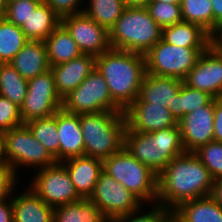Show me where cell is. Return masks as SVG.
<instances>
[{
  "label": "cell",
  "instance_id": "33",
  "mask_svg": "<svg viewBox=\"0 0 222 222\" xmlns=\"http://www.w3.org/2000/svg\"><path fill=\"white\" fill-rule=\"evenodd\" d=\"M184 22L200 25L213 37V13L211 0H181Z\"/></svg>",
  "mask_w": 222,
  "mask_h": 222
},
{
  "label": "cell",
  "instance_id": "45",
  "mask_svg": "<svg viewBox=\"0 0 222 222\" xmlns=\"http://www.w3.org/2000/svg\"><path fill=\"white\" fill-rule=\"evenodd\" d=\"M162 222H186L175 209H168L163 216Z\"/></svg>",
  "mask_w": 222,
  "mask_h": 222
},
{
  "label": "cell",
  "instance_id": "25",
  "mask_svg": "<svg viewBox=\"0 0 222 222\" xmlns=\"http://www.w3.org/2000/svg\"><path fill=\"white\" fill-rule=\"evenodd\" d=\"M44 42L50 66L68 62L82 54L75 40L61 23Z\"/></svg>",
  "mask_w": 222,
  "mask_h": 222
},
{
  "label": "cell",
  "instance_id": "24",
  "mask_svg": "<svg viewBox=\"0 0 222 222\" xmlns=\"http://www.w3.org/2000/svg\"><path fill=\"white\" fill-rule=\"evenodd\" d=\"M60 23L61 18L43 0L21 26V30L29 40L44 41Z\"/></svg>",
  "mask_w": 222,
  "mask_h": 222
},
{
  "label": "cell",
  "instance_id": "7",
  "mask_svg": "<svg viewBox=\"0 0 222 222\" xmlns=\"http://www.w3.org/2000/svg\"><path fill=\"white\" fill-rule=\"evenodd\" d=\"M208 47H182L158 41L144 56L146 72L185 80L199 56Z\"/></svg>",
  "mask_w": 222,
  "mask_h": 222
},
{
  "label": "cell",
  "instance_id": "37",
  "mask_svg": "<svg viewBox=\"0 0 222 222\" xmlns=\"http://www.w3.org/2000/svg\"><path fill=\"white\" fill-rule=\"evenodd\" d=\"M22 124L20 107L0 96V131L5 132Z\"/></svg>",
  "mask_w": 222,
  "mask_h": 222
},
{
  "label": "cell",
  "instance_id": "2",
  "mask_svg": "<svg viewBox=\"0 0 222 222\" xmlns=\"http://www.w3.org/2000/svg\"><path fill=\"white\" fill-rule=\"evenodd\" d=\"M96 68L105 79L112 100L125 111L138 98L147 73L145 56L111 48L96 57Z\"/></svg>",
  "mask_w": 222,
  "mask_h": 222
},
{
  "label": "cell",
  "instance_id": "29",
  "mask_svg": "<svg viewBox=\"0 0 222 222\" xmlns=\"http://www.w3.org/2000/svg\"><path fill=\"white\" fill-rule=\"evenodd\" d=\"M28 80L10 64H0V96L21 107L27 94Z\"/></svg>",
  "mask_w": 222,
  "mask_h": 222
},
{
  "label": "cell",
  "instance_id": "43",
  "mask_svg": "<svg viewBox=\"0 0 222 222\" xmlns=\"http://www.w3.org/2000/svg\"><path fill=\"white\" fill-rule=\"evenodd\" d=\"M0 222H14L12 198L0 203Z\"/></svg>",
  "mask_w": 222,
  "mask_h": 222
},
{
  "label": "cell",
  "instance_id": "1",
  "mask_svg": "<svg viewBox=\"0 0 222 222\" xmlns=\"http://www.w3.org/2000/svg\"><path fill=\"white\" fill-rule=\"evenodd\" d=\"M214 179L193 152L174 157L158 174L156 203L176 209L181 203L211 195Z\"/></svg>",
  "mask_w": 222,
  "mask_h": 222
},
{
  "label": "cell",
  "instance_id": "8",
  "mask_svg": "<svg viewBox=\"0 0 222 222\" xmlns=\"http://www.w3.org/2000/svg\"><path fill=\"white\" fill-rule=\"evenodd\" d=\"M4 147L7 166L16 176L20 166L43 169L57 163L50 152L34 137L26 124L4 132Z\"/></svg>",
  "mask_w": 222,
  "mask_h": 222
},
{
  "label": "cell",
  "instance_id": "34",
  "mask_svg": "<svg viewBox=\"0 0 222 222\" xmlns=\"http://www.w3.org/2000/svg\"><path fill=\"white\" fill-rule=\"evenodd\" d=\"M193 153L209 170L214 181L222 179V142L211 141Z\"/></svg>",
  "mask_w": 222,
  "mask_h": 222
},
{
  "label": "cell",
  "instance_id": "9",
  "mask_svg": "<svg viewBox=\"0 0 222 222\" xmlns=\"http://www.w3.org/2000/svg\"><path fill=\"white\" fill-rule=\"evenodd\" d=\"M62 109L77 115L123 111L112 100L108 85L96 67L76 89L63 98Z\"/></svg>",
  "mask_w": 222,
  "mask_h": 222
},
{
  "label": "cell",
  "instance_id": "44",
  "mask_svg": "<svg viewBox=\"0 0 222 222\" xmlns=\"http://www.w3.org/2000/svg\"><path fill=\"white\" fill-rule=\"evenodd\" d=\"M210 196L222 207V179L214 181Z\"/></svg>",
  "mask_w": 222,
  "mask_h": 222
},
{
  "label": "cell",
  "instance_id": "26",
  "mask_svg": "<svg viewBox=\"0 0 222 222\" xmlns=\"http://www.w3.org/2000/svg\"><path fill=\"white\" fill-rule=\"evenodd\" d=\"M175 210L186 222H222V207L210 195L185 201Z\"/></svg>",
  "mask_w": 222,
  "mask_h": 222
},
{
  "label": "cell",
  "instance_id": "22",
  "mask_svg": "<svg viewBox=\"0 0 222 222\" xmlns=\"http://www.w3.org/2000/svg\"><path fill=\"white\" fill-rule=\"evenodd\" d=\"M12 198L14 222H53L54 208L47 205L30 187Z\"/></svg>",
  "mask_w": 222,
  "mask_h": 222
},
{
  "label": "cell",
  "instance_id": "12",
  "mask_svg": "<svg viewBox=\"0 0 222 222\" xmlns=\"http://www.w3.org/2000/svg\"><path fill=\"white\" fill-rule=\"evenodd\" d=\"M34 176L29 187L53 208L82 199L75 190L69 172L61 162L38 169Z\"/></svg>",
  "mask_w": 222,
  "mask_h": 222
},
{
  "label": "cell",
  "instance_id": "38",
  "mask_svg": "<svg viewBox=\"0 0 222 222\" xmlns=\"http://www.w3.org/2000/svg\"><path fill=\"white\" fill-rule=\"evenodd\" d=\"M154 204L152 210L147 212V214L139 213L141 210L138 209L136 211H133L132 213L119 216L113 219L111 222H162L164 213L168 209L164 208L162 205L158 203Z\"/></svg>",
  "mask_w": 222,
  "mask_h": 222
},
{
  "label": "cell",
  "instance_id": "42",
  "mask_svg": "<svg viewBox=\"0 0 222 222\" xmlns=\"http://www.w3.org/2000/svg\"><path fill=\"white\" fill-rule=\"evenodd\" d=\"M213 139L222 142V98L214 99Z\"/></svg>",
  "mask_w": 222,
  "mask_h": 222
},
{
  "label": "cell",
  "instance_id": "3",
  "mask_svg": "<svg viewBox=\"0 0 222 222\" xmlns=\"http://www.w3.org/2000/svg\"><path fill=\"white\" fill-rule=\"evenodd\" d=\"M124 148L157 175L174 157L186 152L178 125L151 133L126 130Z\"/></svg>",
  "mask_w": 222,
  "mask_h": 222
},
{
  "label": "cell",
  "instance_id": "47",
  "mask_svg": "<svg viewBox=\"0 0 222 222\" xmlns=\"http://www.w3.org/2000/svg\"><path fill=\"white\" fill-rule=\"evenodd\" d=\"M152 0H124L126 6L147 7Z\"/></svg>",
  "mask_w": 222,
  "mask_h": 222
},
{
  "label": "cell",
  "instance_id": "13",
  "mask_svg": "<svg viewBox=\"0 0 222 222\" xmlns=\"http://www.w3.org/2000/svg\"><path fill=\"white\" fill-rule=\"evenodd\" d=\"M184 83L214 99L222 98V41L215 40L201 53Z\"/></svg>",
  "mask_w": 222,
  "mask_h": 222
},
{
  "label": "cell",
  "instance_id": "5",
  "mask_svg": "<svg viewBox=\"0 0 222 222\" xmlns=\"http://www.w3.org/2000/svg\"><path fill=\"white\" fill-rule=\"evenodd\" d=\"M162 39V28L151 17L147 7L126 6L109 30L112 49L145 55Z\"/></svg>",
  "mask_w": 222,
  "mask_h": 222
},
{
  "label": "cell",
  "instance_id": "48",
  "mask_svg": "<svg viewBox=\"0 0 222 222\" xmlns=\"http://www.w3.org/2000/svg\"><path fill=\"white\" fill-rule=\"evenodd\" d=\"M6 2L5 0H0V19L4 18L6 13Z\"/></svg>",
  "mask_w": 222,
  "mask_h": 222
},
{
  "label": "cell",
  "instance_id": "16",
  "mask_svg": "<svg viewBox=\"0 0 222 222\" xmlns=\"http://www.w3.org/2000/svg\"><path fill=\"white\" fill-rule=\"evenodd\" d=\"M127 129L140 133H151L178 125L170 110L152 103H132L125 111Z\"/></svg>",
  "mask_w": 222,
  "mask_h": 222
},
{
  "label": "cell",
  "instance_id": "35",
  "mask_svg": "<svg viewBox=\"0 0 222 222\" xmlns=\"http://www.w3.org/2000/svg\"><path fill=\"white\" fill-rule=\"evenodd\" d=\"M147 9L162 29L183 21L180 3L151 1Z\"/></svg>",
  "mask_w": 222,
  "mask_h": 222
},
{
  "label": "cell",
  "instance_id": "20",
  "mask_svg": "<svg viewBox=\"0 0 222 222\" xmlns=\"http://www.w3.org/2000/svg\"><path fill=\"white\" fill-rule=\"evenodd\" d=\"M184 81L146 73L139 91L138 98L133 103H152L171 106L173 97L180 91Z\"/></svg>",
  "mask_w": 222,
  "mask_h": 222
},
{
  "label": "cell",
  "instance_id": "31",
  "mask_svg": "<svg viewBox=\"0 0 222 222\" xmlns=\"http://www.w3.org/2000/svg\"><path fill=\"white\" fill-rule=\"evenodd\" d=\"M87 5L83 12L108 31L126 7L124 0H89Z\"/></svg>",
  "mask_w": 222,
  "mask_h": 222
},
{
  "label": "cell",
  "instance_id": "36",
  "mask_svg": "<svg viewBox=\"0 0 222 222\" xmlns=\"http://www.w3.org/2000/svg\"><path fill=\"white\" fill-rule=\"evenodd\" d=\"M42 1L43 0H18L7 3L4 18L14 25L21 27Z\"/></svg>",
  "mask_w": 222,
  "mask_h": 222
},
{
  "label": "cell",
  "instance_id": "6",
  "mask_svg": "<svg viewBox=\"0 0 222 222\" xmlns=\"http://www.w3.org/2000/svg\"><path fill=\"white\" fill-rule=\"evenodd\" d=\"M103 171L121 183L142 202L153 200L158 193V175L134 158L125 148L102 160Z\"/></svg>",
  "mask_w": 222,
  "mask_h": 222
},
{
  "label": "cell",
  "instance_id": "30",
  "mask_svg": "<svg viewBox=\"0 0 222 222\" xmlns=\"http://www.w3.org/2000/svg\"><path fill=\"white\" fill-rule=\"evenodd\" d=\"M28 40L21 27L0 19V64L10 63Z\"/></svg>",
  "mask_w": 222,
  "mask_h": 222
},
{
  "label": "cell",
  "instance_id": "4",
  "mask_svg": "<svg viewBox=\"0 0 222 222\" xmlns=\"http://www.w3.org/2000/svg\"><path fill=\"white\" fill-rule=\"evenodd\" d=\"M85 156L105 159L124 148L127 122L124 111L79 114Z\"/></svg>",
  "mask_w": 222,
  "mask_h": 222
},
{
  "label": "cell",
  "instance_id": "50",
  "mask_svg": "<svg viewBox=\"0 0 222 222\" xmlns=\"http://www.w3.org/2000/svg\"><path fill=\"white\" fill-rule=\"evenodd\" d=\"M15 1H18V0H5L6 4L10 2H15Z\"/></svg>",
  "mask_w": 222,
  "mask_h": 222
},
{
  "label": "cell",
  "instance_id": "40",
  "mask_svg": "<svg viewBox=\"0 0 222 222\" xmlns=\"http://www.w3.org/2000/svg\"><path fill=\"white\" fill-rule=\"evenodd\" d=\"M53 11L62 19L65 16L75 15L83 12V8H78L83 0H44Z\"/></svg>",
  "mask_w": 222,
  "mask_h": 222
},
{
  "label": "cell",
  "instance_id": "15",
  "mask_svg": "<svg viewBox=\"0 0 222 222\" xmlns=\"http://www.w3.org/2000/svg\"><path fill=\"white\" fill-rule=\"evenodd\" d=\"M214 98L204 106L185 115L178 126L186 152H194L199 147L214 141Z\"/></svg>",
  "mask_w": 222,
  "mask_h": 222
},
{
  "label": "cell",
  "instance_id": "11",
  "mask_svg": "<svg viewBox=\"0 0 222 222\" xmlns=\"http://www.w3.org/2000/svg\"><path fill=\"white\" fill-rule=\"evenodd\" d=\"M89 199L108 221L141 209L144 204L112 176L102 171Z\"/></svg>",
  "mask_w": 222,
  "mask_h": 222
},
{
  "label": "cell",
  "instance_id": "18",
  "mask_svg": "<svg viewBox=\"0 0 222 222\" xmlns=\"http://www.w3.org/2000/svg\"><path fill=\"white\" fill-rule=\"evenodd\" d=\"M57 132L59 136V162L69 158L84 156L85 146L79 115L63 109L56 112Z\"/></svg>",
  "mask_w": 222,
  "mask_h": 222
},
{
  "label": "cell",
  "instance_id": "27",
  "mask_svg": "<svg viewBox=\"0 0 222 222\" xmlns=\"http://www.w3.org/2000/svg\"><path fill=\"white\" fill-rule=\"evenodd\" d=\"M97 205L89 198L54 208L53 222H107Z\"/></svg>",
  "mask_w": 222,
  "mask_h": 222
},
{
  "label": "cell",
  "instance_id": "14",
  "mask_svg": "<svg viewBox=\"0 0 222 222\" xmlns=\"http://www.w3.org/2000/svg\"><path fill=\"white\" fill-rule=\"evenodd\" d=\"M61 24L75 40L82 54L98 57L111 49L109 31L84 12L63 17Z\"/></svg>",
  "mask_w": 222,
  "mask_h": 222
},
{
  "label": "cell",
  "instance_id": "21",
  "mask_svg": "<svg viewBox=\"0 0 222 222\" xmlns=\"http://www.w3.org/2000/svg\"><path fill=\"white\" fill-rule=\"evenodd\" d=\"M10 64L27 80L50 70L45 42L28 40Z\"/></svg>",
  "mask_w": 222,
  "mask_h": 222
},
{
  "label": "cell",
  "instance_id": "46",
  "mask_svg": "<svg viewBox=\"0 0 222 222\" xmlns=\"http://www.w3.org/2000/svg\"><path fill=\"white\" fill-rule=\"evenodd\" d=\"M7 165L4 147V132L0 131V166Z\"/></svg>",
  "mask_w": 222,
  "mask_h": 222
},
{
  "label": "cell",
  "instance_id": "39",
  "mask_svg": "<svg viewBox=\"0 0 222 222\" xmlns=\"http://www.w3.org/2000/svg\"><path fill=\"white\" fill-rule=\"evenodd\" d=\"M18 176L7 166H0V203L9 199L13 196L15 185L17 184L16 179Z\"/></svg>",
  "mask_w": 222,
  "mask_h": 222
},
{
  "label": "cell",
  "instance_id": "32",
  "mask_svg": "<svg viewBox=\"0 0 222 222\" xmlns=\"http://www.w3.org/2000/svg\"><path fill=\"white\" fill-rule=\"evenodd\" d=\"M34 137L59 162V136L57 132L56 113L50 117L35 119L25 123Z\"/></svg>",
  "mask_w": 222,
  "mask_h": 222
},
{
  "label": "cell",
  "instance_id": "19",
  "mask_svg": "<svg viewBox=\"0 0 222 222\" xmlns=\"http://www.w3.org/2000/svg\"><path fill=\"white\" fill-rule=\"evenodd\" d=\"M71 177L75 190L83 198H89L99 175L103 171L102 160L90 156L69 158L61 162Z\"/></svg>",
  "mask_w": 222,
  "mask_h": 222
},
{
  "label": "cell",
  "instance_id": "41",
  "mask_svg": "<svg viewBox=\"0 0 222 222\" xmlns=\"http://www.w3.org/2000/svg\"><path fill=\"white\" fill-rule=\"evenodd\" d=\"M213 13V38L222 41V0H211Z\"/></svg>",
  "mask_w": 222,
  "mask_h": 222
},
{
  "label": "cell",
  "instance_id": "28",
  "mask_svg": "<svg viewBox=\"0 0 222 222\" xmlns=\"http://www.w3.org/2000/svg\"><path fill=\"white\" fill-rule=\"evenodd\" d=\"M213 97L206 92L190 88L184 82L180 91L173 97L171 106H167L172 116L179 122L185 115L207 105Z\"/></svg>",
  "mask_w": 222,
  "mask_h": 222
},
{
  "label": "cell",
  "instance_id": "17",
  "mask_svg": "<svg viewBox=\"0 0 222 222\" xmlns=\"http://www.w3.org/2000/svg\"><path fill=\"white\" fill-rule=\"evenodd\" d=\"M95 67L96 57L89 54H81L68 62L51 66L59 96L63 99L76 89Z\"/></svg>",
  "mask_w": 222,
  "mask_h": 222
},
{
  "label": "cell",
  "instance_id": "23",
  "mask_svg": "<svg viewBox=\"0 0 222 222\" xmlns=\"http://www.w3.org/2000/svg\"><path fill=\"white\" fill-rule=\"evenodd\" d=\"M162 40L182 47H209L215 41L200 25L184 21L162 29Z\"/></svg>",
  "mask_w": 222,
  "mask_h": 222
},
{
  "label": "cell",
  "instance_id": "49",
  "mask_svg": "<svg viewBox=\"0 0 222 222\" xmlns=\"http://www.w3.org/2000/svg\"><path fill=\"white\" fill-rule=\"evenodd\" d=\"M152 1H159V2H166V3H180L181 0H152Z\"/></svg>",
  "mask_w": 222,
  "mask_h": 222
},
{
  "label": "cell",
  "instance_id": "10",
  "mask_svg": "<svg viewBox=\"0 0 222 222\" xmlns=\"http://www.w3.org/2000/svg\"><path fill=\"white\" fill-rule=\"evenodd\" d=\"M62 101L63 99L57 92L51 69L29 79L27 94L20 107L23 124L54 115L62 109Z\"/></svg>",
  "mask_w": 222,
  "mask_h": 222
}]
</instances>
